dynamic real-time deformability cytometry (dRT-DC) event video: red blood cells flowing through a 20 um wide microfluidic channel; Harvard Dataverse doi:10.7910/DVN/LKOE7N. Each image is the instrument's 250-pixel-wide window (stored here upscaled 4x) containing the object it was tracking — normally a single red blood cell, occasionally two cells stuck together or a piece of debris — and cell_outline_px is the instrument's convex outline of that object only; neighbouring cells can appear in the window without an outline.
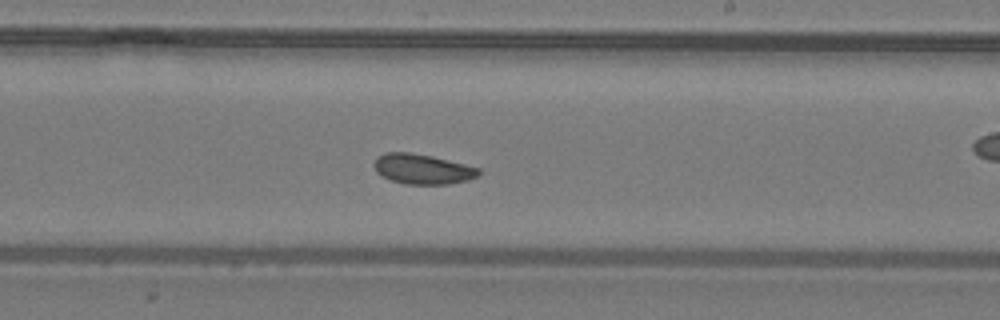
{"species": "common noctule bat (a hibernating species)", "species_latin": "Nyctalus noctula", "temperature_condition": "warm", "stored_images_in_passage": 28, "camera_frame_rate_fps": 3000, "um_per_image_px": 0.085, "animal": {"sex": "male", "body_mass_g": 19.2, "forearm_length_mm": 51.8}, "frame": {"image": 1, "passage_image": 16, "time_ms": 5.0, "image_size_px": [1000, 320], "cell_outline_px": [[480, 172], [476, 176], [468, 180], [448, 184], [404, 184], [392, 180], [376, 172], [372, 164], [376, 156], [384, 152], [412, 152], [432, 156], [480, 168]], "centroid_in_image_um": [35.86, 14.35], "position_along_channel_um": 253.1, "area_um2": 18.38}}